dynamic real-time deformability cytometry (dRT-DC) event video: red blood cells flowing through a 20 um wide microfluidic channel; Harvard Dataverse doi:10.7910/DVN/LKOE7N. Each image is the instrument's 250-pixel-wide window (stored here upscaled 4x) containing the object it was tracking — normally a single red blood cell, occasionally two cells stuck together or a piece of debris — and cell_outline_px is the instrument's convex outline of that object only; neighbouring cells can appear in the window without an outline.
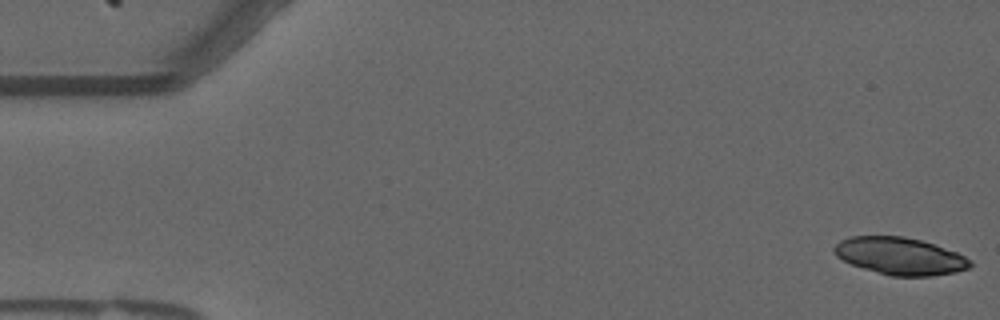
{"species": "common noctule bat (a hibernating species)", "species_latin": "Nyctalus noctula", "temperature_condition": "warm", "stored_images_in_passage": 17, "camera_frame_rate_fps": 3000, "um_per_image_px": 0.085, "animal": {"sex": "male", "forearm_length_mm": 52.5}, "frame": {"image": 1, "passage_image": 1, "time_ms": 0.0, "image_size_px": [1000, 320], "cell_outline_px": [[972, 264], [968, 268], [956, 272], [932, 276], [888, 276], [852, 264], [836, 256], [832, 248], [840, 240], [852, 236], [904, 236], [920, 240], [956, 252], [972, 260]], "centroid_in_image_um": [76.49, 21.77], "position_along_channel_um": 8.5, "area_um2": 29.42}}